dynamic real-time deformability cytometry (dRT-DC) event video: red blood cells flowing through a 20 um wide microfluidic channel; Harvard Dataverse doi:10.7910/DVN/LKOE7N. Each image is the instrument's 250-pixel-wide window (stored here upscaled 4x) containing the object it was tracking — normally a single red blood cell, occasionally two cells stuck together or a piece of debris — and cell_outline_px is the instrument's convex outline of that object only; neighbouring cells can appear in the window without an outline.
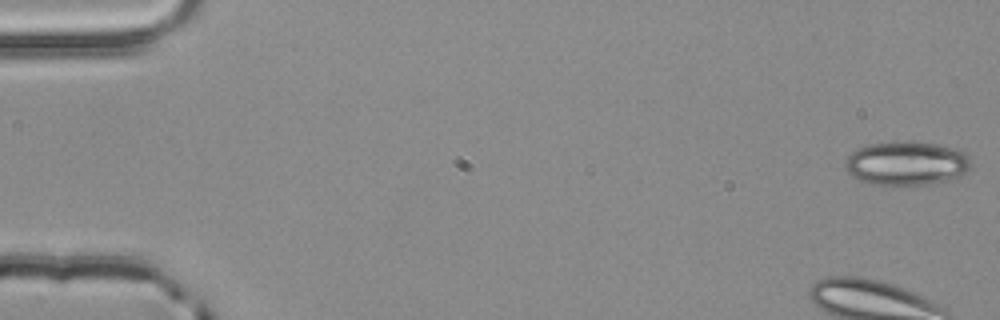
{"species": "common noctule bat (a hibernating species)", "species_latin": "Nyctalus noctula", "temperature_condition": "room temperature", "stored_images_in_passage": 54, "camera_frame_rate_fps": 3000, "um_per_image_px": 0.085, "animal": {"sex": "male", "body_mass_g": 20.4}, "frame": {"image": 1, "passage_image": 1, "time_ms": 0.0, "image_size_px": [1000, 320], "cell_outline_px": [[972, 168], [968, 172], [960, 176], [928, 184], [872, 184], [860, 180], [852, 176], [848, 172], [844, 164], [844, 160], [852, 152], [868, 144], [912, 140], [936, 144], [956, 148], [964, 152], [968, 156], [972, 164]], "centroid_in_image_um": [77.08, 13.86], "position_along_channel_um": 7.9, "area_um2": 32.25}}